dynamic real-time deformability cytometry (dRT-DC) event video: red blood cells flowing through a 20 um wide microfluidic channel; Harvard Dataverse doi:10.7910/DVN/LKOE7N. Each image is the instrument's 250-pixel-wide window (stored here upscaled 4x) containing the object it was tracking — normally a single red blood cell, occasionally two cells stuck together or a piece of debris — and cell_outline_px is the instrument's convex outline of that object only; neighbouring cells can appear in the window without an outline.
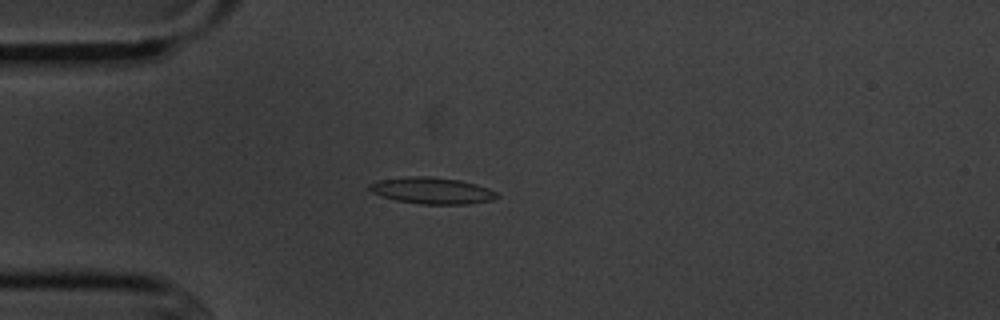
{"species": "common noctule bat (a hibernating species)", "species_latin": "Nyctalus noctula", "temperature_condition": "cold", "stored_images_in_passage": 6, "camera_frame_rate_fps": 3000, "um_per_image_px": 0.085, "animal": {"sex": "male", "body_mass_g": 20.1, "forearm_length_mm": 53.5}, "frame": {"image": 1, "passage_image": 5, "time_ms": 4.667, "image_size_px": [1000, 320], "cell_outline_px": [[500, 196], [492, 200], [468, 204], [420, 204], [396, 200], [380, 196], [372, 192], [368, 188], [368, 184], [376, 180], [408, 176], [432, 176], [460, 180], [476, 184], [488, 188], [496, 192]], "centroid_in_image_um": [36.69, 16.19], "position_along_channel_um": 48.3, "area_um2": 19.88}}